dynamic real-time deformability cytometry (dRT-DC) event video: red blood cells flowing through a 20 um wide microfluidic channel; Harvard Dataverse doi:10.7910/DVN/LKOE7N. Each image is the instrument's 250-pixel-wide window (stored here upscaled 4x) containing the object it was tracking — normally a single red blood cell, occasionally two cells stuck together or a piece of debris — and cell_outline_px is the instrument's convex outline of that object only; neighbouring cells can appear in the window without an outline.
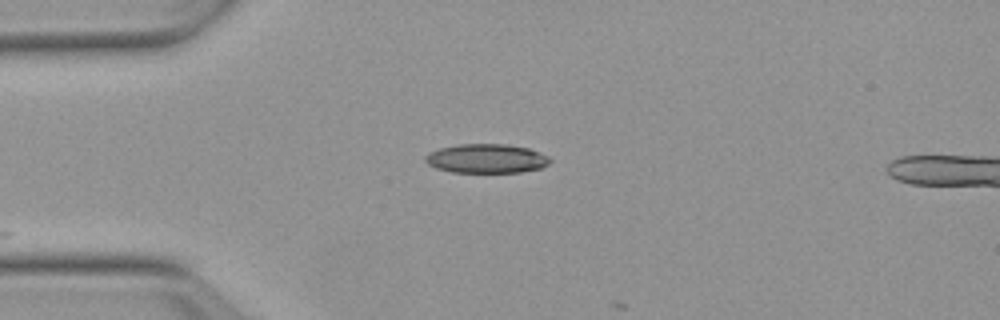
{"species": "Egyptian fruit bat (a non-hibernating species)", "species_latin": "Rousettus aegyptiacus", "temperature_condition": "warm", "stored_images_in_passage": 3, "camera_frame_rate_fps": 3000, "um_per_image_px": 0.085, "animal": {"sex": "female"}, "frame": {"image": 1, "passage_image": 1, "time_ms": 0.0, "image_size_px": [1000, 320], "cell_outline_px": [[552, 160], [548, 164], [540, 168], [520, 172], [452, 172], [436, 168], [428, 164], [424, 160], [424, 156], [428, 152], [440, 148], [460, 144], [508, 144], [528, 148], [540, 152], [548, 156]], "centroid_in_image_um": [41.34, 13.47], "position_along_channel_um": 43.7, "area_um2": 21.21}}